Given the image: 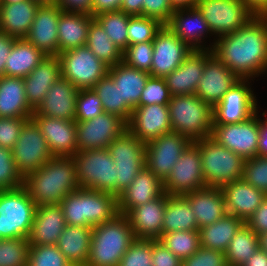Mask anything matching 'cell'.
Segmentation results:
<instances>
[{"instance_id":"1","label":"cell","mask_w":267,"mask_h":266,"mask_svg":"<svg viewBox=\"0 0 267 266\" xmlns=\"http://www.w3.org/2000/svg\"><path fill=\"white\" fill-rule=\"evenodd\" d=\"M210 50L239 79L265 72L267 16H255L236 32L220 36Z\"/></svg>"},{"instance_id":"2","label":"cell","mask_w":267,"mask_h":266,"mask_svg":"<svg viewBox=\"0 0 267 266\" xmlns=\"http://www.w3.org/2000/svg\"><path fill=\"white\" fill-rule=\"evenodd\" d=\"M23 187L37 206L60 204L80 188L73 157H53L24 176Z\"/></svg>"},{"instance_id":"3","label":"cell","mask_w":267,"mask_h":266,"mask_svg":"<svg viewBox=\"0 0 267 266\" xmlns=\"http://www.w3.org/2000/svg\"><path fill=\"white\" fill-rule=\"evenodd\" d=\"M67 225L94 227L112 220L118 212L117 197L93 189L79 188L60 202Z\"/></svg>"},{"instance_id":"4","label":"cell","mask_w":267,"mask_h":266,"mask_svg":"<svg viewBox=\"0 0 267 266\" xmlns=\"http://www.w3.org/2000/svg\"><path fill=\"white\" fill-rule=\"evenodd\" d=\"M136 240L125 215L92 227L86 266H118L129 246Z\"/></svg>"},{"instance_id":"5","label":"cell","mask_w":267,"mask_h":266,"mask_svg":"<svg viewBox=\"0 0 267 266\" xmlns=\"http://www.w3.org/2000/svg\"><path fill=\"white\" fill-rule=\"evenodd\" d=\"M168 108L172 131L192 142L211 136L213 107L196 94L171 96Z\"/></svg>"},{"instance_id":"6","label":"cell","mask_w":267,"mask_h":266,"mask_svg":"<svg viewBox=\"0 0 267 266\" xmlns=\"http://www.w3.org/2000/svg\"><path fill=\"white\" fill-rule=\"evenodd\" d=\"M200 151L202 172L208 187H218L242 178L245 159L211 136L193 142Z\"/></svg>"},{"instance_id":"7","label":"cell","mask_w":267,"mask_h":266,"mask_svg":"<svg viewBox=\"0 0 267 266\" xmlns=\"http://www.w3.org/2000/svg\"><path fill=\"white\" fill-rule=\"evenodd\" d=\"M36 209L23 186L0 190V239L28 238Z\"/></svg>"},{"instance_id":"8","label":"cell","mask_w":267,"mask_h":266,"mask_svg":"<svg viewBox=\"0 0 267 266\" xmlns=\"http://www.w3.org/2000/svg\"><path fill=\"white\" fill-rule=\"evenodd\" d=\"M80 188L116 196L115 163L108 148L77 151L73 156Z\"/></svg>"},{"instance_id":"9","label":"cell","mask_w":267,"mask_h":266,"mask_svg":"<svg viewBox=\"0 0 267 266\" xmlns=\"http://www.w3.org/2000/svg\"><path fill=\"white\" fill-rule=\"evenodd\" d=\"M61 64V77L76 88L89 89L108 73V66L85 45L57 55Z\"/></svg>"},{"instance_id":"10","label":"cell","mask_w":267,"mask_h":266,"mask_svg":"<svg viewBox=\"0 0 267 266\" xmlns=\"http://www.w3.org/2000/svg\"><path fill=\"white\" fill-rule=\"evenodd\" d=\"M196 7L218 37L236 32L255 17L241 0H199Z\"/></svg>"},{"instance_id":"11","label":"cell","mask_w":267,"mask_h":266,"mask_svg":"<svg viewBox=\"0 0 267 266\" xmlns=\"http://www.w3.org/2000/svg\"><path fill=\"white\" fill-rule=\"evenodd\" d=\"M12 156L17 170L23 177L41 168L53 158L46 139L32 118L24 123L17 143L12 148Z\"/></svg>"},{"instance_id":"12","label":"cell","mask_w":267,"mask_h":266,"mask_svg":"<svg viewBox=\"0 0 267 266\" xmlns=\"http://www.w3.org/2000/svg\"><path fill=\"white\" fill-rule=\"evenodd\" d=\"M191 143L189 138L174 131L151 139L145 143V166L164 182Z\"/></svg>"},{"instance_id":"13","label":"cell","mask_w":267,"mask_h":266,"mask_svg":"<svg viewBox=\"0 0 267 266\" xmlns=\"http://www.w3.org/2000/svg\"><path fill=\"white\" fill-rule=\"evenodd\" d=\"M211 137L245 160L258 156L260 119L255 113L241 123L213 124Z\"/></svg>"},{"instance_id":"14","label":"cell","mask_w":267,"mask_h":266,"mask_svg":"<svg viewBox=\"0 0 267 266\" xmlns=\"http://www.w3.org/2000/svg\"><path fill=\"white\" fill-rule=\"evenodd\" d=\"M127 130V122L118 115L102 112L91 120L76 121L78 151L104 149Z\"/></svg>"},{"instance_id":"15","label":"cell","mask_w":267,"mask_h":266,"mask_svg":"<svg viewBox=\"0 0 267 266\" xmlns=\"http://www.w3.org/2000/svg\"><path fill=\"white\" fill-rule=\"evenodd\" d=\"M202 172L199 148L192 142L174 164L163 182V190L169 195H185L206 187Z\"/></svg>"},{"instance_id":"16","label":"cell","mask_w":267,"mask_h":266,"mask_svg":"<svg viewBox=\"0 0 267 266\" xmlns=\"http://www.w3.org/2000/svg\"><path fill=\"white\" fill-rule=\"evenodd\" d=\"M153 43V56L150 76L165 77L177 69L192 52L167 25L155 35Z\"/></svg>"},{"instance_id":"17","label":"cell","mask_w":267,"mask_h":266,"mask_svg":"<svg viewBox=\"0 0 267 266\" xmlns=\"http://www.w3.org/2000/svg\"><path fill=\"white\" fill-rule=\"evenodd\" d=\"M246 82L248 79H240L224 94L213 108V124L241 123L258 114L257 101Z\"/></svg>"},{"instance_id":"18","label":"cell","mask_w":267,"mask_h":266,"mask_svg":"<svg viewBox=\"0 0 267 266\" xmlns=\"http://www.w3.org/2000/svg\"><path fill=\"white\" fill-rule=\"evenodd\" d=\"M240 79L213 53L206 59L195 94L213 108Z\"/></svg>"},{"instance_id":"19","label":"cell","mask_w":267,"mask_h":266,"mask_svg":"<svg viewBox=\"0 0 267 266\" xmlns=\"http://www.w3.org/2000/svg\"><path fill=\"white\" fill-rule=\"evenodd\" d=\"M127 129L144 143L172 132L168 105L137 106L132 111Z\"/></svg>"},{"instance_id":"20","label":"cell","mask_w":267,"mask_h":266,"mask_svg":"<svg viewBox=\"0 0 267 266\" xmlns=\"http://www.w3.org/2000/svg\"><path fill=\"white\" fill-rule=\"evenodd\" d=\"M51 150L53 157H72L77 151L76 121L52 118L45 115L31 117Z\"/></svg>"},{"instance_id":"21","label":"cell","mask_w":267,"mask_h":266,"mask_svg":"<svg viewBox=\"0 0 267 266\" xmlns=\"http://www.w3.org/2000/svg\"><path fill=\"white\" fill-rule=\"evenodd\" d=\"M61 9L55 4L40 5L29 33L25 39L42 50L47 56H57L58 49V20Z\"/></svg>"},{"instance_id":"22","label":"cell","mask_w":267,"mask_h":266,"mask_svg":"<svg viewBox=\"0 0 267 266\" xmlns=\"http://www.w3.org/2000/svg\"><path fill=\"white\" fill-rule=\"evenodd\" d=\"M167 200L168 194L163 192L158 198L137 206L125 214L136 239H159L162 235Z\"/></svg>"},{"instance_id":"23","label":"cell","mask_w":267,"mask_h":266,"mask_svg":"<svg viewBox=\"0 0 267 266\" xmlns=\"http://www.w3.org/2000/svg\"><path fill=\"white\" fill-rule=\"evenodd\" d=\"M204 49L192 50L177 69L164 77L171 96L195 94L206 59L212 54L208 47Z\"/></svg>"},{"instance_id":"24","label":"cell","mask_w":267,"mask_h":266,"mask_svg":"<svg viewBox=\"0 0 267 266\" xmlns=\"http://www.w3.org/2000/svg\"><path fill=\"white\" fill-rule=\"evenodd\" d=\"M227 214L246 222L267 196L261 190L247 183L243 178L222 186Z\"/></svg>"},{"instance_id":"25","label":"cell","mask_w":267,"mask_h":266,"mask_svg":"<svg viewBox=\"0 0 267 266\" xmlns=\"http://www.w3.org/2000/svg\"><path fill=\"white\" fill-rule=\"evenodd\" d=\"M78 92L79 89L70 81L60 77L52 84L43 102L32 115H45L72 121L75 118Z\"/></svg>"},{"instance_id":"26","label":"cell","mask_w":267,"mask_h":266,"mask_svg":"<svg viewBox=\"0 0 267 266\" xmlns=\"http://www.w3.org/2000/svg\"><path fill=\"white\" fill-rule=\"evenodd\" d=\"M163 192V182L145 166L117 197L118 212L125 215L129 210L158 198Z\"/></svg>"},{"instance_id":"27","label":"cell","mask_w":267,"mask_h":266,"mask_svg":"<svg viewBox=\"0 0 267 266\" xmlns=\"http://www.w3.org/2000/svg\"><path fill=\"white\" fill-rule=\"evenodd\" d=\"M61 77V64L57 56L45 57L28 76L23 78L25 96L35 111L43 102L52 84Z\"/></svg>"},{"instance_id":"28","label":"cell","mask_w":267,"mask_h":266,"mask_svg":"<svg viewBox=\"0 0 267 266\" xmlns=\"http://www.w3.org/2000/svg\"><path fill=\"white\" fill-rule=\"evenodd\" d=\"M59 204L37 206L28 241L30 245H56L66 227Z\"/></svg>"},{"instance_id":"29","label":"cell","mask_w":267,"mask_h":266,"mask_svg":"<svg viewBox=\"0 0 267 266\" xmlns=\"http://www.w3.org/2000/svg\"><path fill=\"white\" fill-rule=\"evenodd\" d=\"M183 196L191 206L199 229L215 223L227 214L224 196L218 187L206 186Z\"/></svg>"},{"instance_id":"30","label":"cell","mask_w":267,"mask_h":266,"mask_svg":"<svg viewBox=\"0 0 267 266\" xmlns=\"http://www.w3.org/2000/svg\"><path fill=\"white\" fill-rule=\"evenodd\" d=\"M39 6L31 0L0 3V31L17 39L25 38Z\"/></svg>"},{"instance_id":"31","label":"cell","mask_w":267,"mask_h":266,"mask_svg":"<svg viewBox=\"0 0 267 266\" xmlns=\"http://www.w3.org/2000/svg\"><path fill=\"white\" fill-rule=\"evenodd\" d=\"M167 27L192 50H203L204 47L200 45V42H202L201 38L203 35L205 36V34L211 32L206 20L196 6L188 9L175 10L171 15Z\"/></svg>"},{"instance_id":"32","label":"cell","mask_w":267,"mask_h":266,"mask_svg":"<svg viewBox=\"0 0 267 266\" xmlns=\"http://www.w3.org/2000/svg\"><path fill=\"white\" fill-rule=\"evenodd\" d=\"M33 113L25 96L23 78L0 77V118H31Z\"/></svg>"},{"instance_id":"33","label":"cell","mask_w":267,"mask_h":266,"mask_svg":"<svg viewBox=\"0 0 267 266\" xmlns=\"http://www.w3.org/2000/svg\"><path fill=\"white\" fill-rule=\"evenodd\" d=\"M93 20L88 14L61 11L57 29L59 53L85 46Z\"/></svg>"},{"instance_id":"34","label":"cell","mask_w":267,"mask_h":266,"mask_svg":"<svg viewBox=\"0 0 267 266\" xmlns=\"http://www.w3.org/2000/svg\"><path fill=\"white\" fill-rule=\"evenodd\" d=\"M91 236L92 227L66 225L56 245L73 266H86Z\"/></svg>"},{"instance_id":"35","label":"cell","mask_w":267,"mask_h":266,"mask_svg":"<svg viewBox=\"0 0 267 266\" xmlns=\"http://www.w3.org/2000/svg\"><path fill=\"white\" fill-rule=\"evenodd\" d=\"M108 74L119 88L121 101H126L133 109L136 108L150 74L130 67L124 62L109 67Z\"/></svg>"},{"instance_id":"36","label":"cell","mask_w":267,"mask_h":266,"mask_svg":"<svg viewBox=\"0 0 267 266\" xmlns=\"http://www.w3.org/2000/svg\"><path fill=\"white\" fill-rule=\"evenodd\" d=\"M244 224L242 219L226 214L215 223L199 229L201 247L225 253L230 241Z\"/></svg>"},{"instance_id":"37","label":"cell","mask_w":267,"mask_h":266,"mask_svg":"<svg viewBox=\"0 0 267 266\" xmlns=\"http://www.w3.org/2000/svg\"><path fill=\"white\" fill-rule=\"evenodd\" d=\"M47 55L25 38L16 39L12 50L6 60L5 75L24 78L45 58Z\"/></svg>"},{"instance_id":"38","label":"cell","mask_w":267,"mask_h":266,"mask_svg":"<svg viewBox=\"0 0 267 266\" xmlns=\"http://www.w3.org/2000/svg\"><path fill=\"white\" fill-rule=\"evenodd\" d=\"M175 231H199L196 217L184 196L169 195L164 211L162 234Z\"/></svg>"},{"instance_id":"39","label":"cell","mask_w":267,"mask_h":266,"mask_svg":"<svg viewBox=\"0 0 267 266\" xmlns=\"http://www.w3.org/2000/svg\"><path fill=\"white\" fill-rule=\"evenodd\" d=\"M111 158L117 166L145 167V143L128 129L109 145Z\"/></svg>"},{"instance_id":"40","label":"cell","mask_w":267,"mask_h":266,"mask_svg":"<svg viewBox=\"0 0 267 266\" xmlns=\"http://www.w3.org/2000/svg\"><path fill=\"white\" fill-rule=\"evenodd\" d=\"M86 46L108 67L122 62V51L109 39L108 34L94 19L89 27Z\"/></svg>"},{"instance_id":"41","label":"cell","mask_w":267,"mask_h":266,"mask_svg":"<svg viewBox=\"0 0 267 266\" xmlns=\"http://www.w3.org/2000/svg\"><path fill=\"white\" fill-rule=\"evenodd\" d=\"M103 106V112L115 114L129 122L133 108L121 101V93L115 85L113 78L107 73L93 87Z\"/></svg>"},{"instance_id":"42","label":"cell","mask_w":267,"mask_h":266,"mask_svg":"<svg viewBox=\"0 0 267 266\" xmlns=\"http://www.w3.org/2000/svg\"><path fill=\"white\" fill-rule=\"evenodd\" d=\"M258 248V235L244 224L232 238L224 253L227 266H242Z\"/></svg>"},{"instance_id":"43","label":"cell","mask_w":267,"mask_h":266,"mask_svg":"<svg viewBox=\"0 0 267 266\" xmlns=\"http://www.w3.org/2000/svg\"><path fill=\"white\" fill-rule=\"evenodd\" d=\"M108 34L110 40L123 52L128 47L127 27L129 15L121 10L104 12L94 16Z\"/></svg>"},{"instance_id":"44","label":"cell","mask_w":267,"mask_h":266,"mask_svg":"<svg viewBox=\"0 0 267 266\" xmlns=\"http://www.w3.org/2000/svg\"><path fill=\"white\" fill-rule=\"evenodd\" d=\"M181 261L190 257L200 247L199 231H175L162 234L159 239Z\"/></svg>"},{"instance_id":"45","label":"cell","mask_w":267,"mask_h":266,"mask_svg":"<svg viewBox=\"0 0 267 266\" xmlns=\"http://www.w3.org/2000/svg\"><path fill=\"white\" fill-rule=\"evenodd\" d=\"M162 26L163 24L156 19L141 15H129V24L127 27L128 46L153 41Z\"/></svg>"},{"instance_id":"46","label":"cell","mask_w":267,"mask_h":266,"mask_svg":"<svg viewBox=\"0 0 267 266\" xmlns=\"http://www.w3.org/2000/svg\"><path fill=\"white\" fill-rule=\"evenodd\" d=\"M28 238L0 239V266H27Z\"/></svg>"},{"instance_id":"47","label":"cell","mask_w":267,"mask_h":266,"mask_svg":"<svg viewBox=\"0 0 267 266\" xmlns=\"http://www.w3.org/2000/svg\"><path fill=\"white\" fill-rule=\"evenodd\" d=\"M27 266H73L57 245H30Z\"/></svg>"},{"instance_id":"48","label":"cell","mask_w":267,"mask_h":266,"mask_svg":"<svg viewBox=\"0 0 267 266\" xmlns=\"http://www.w3.org/2000/svg\"><path fill=\"white\" fill-rule=\"evenodd\" d=\"M103 112L100 98L93 88L80 89L76 97L75 121L85 122Z\"/></svg>"},{"instance_id":"49","label":"cell","mask_w":267,"mask_h":266,"mask_svg":"<svg viewBox=\"0 0 267 266\" xmlns=\"http://www.w3.org/2000/svg\"><path fill=\"white\" fill-rule=\"evenodd\" d=\"M153 56V43L141 42L129 45L122 53V62L138 70L150 73Z\"/></svg>"},{"instance_id":"50","label":"cell","mask_w":267,"mask_h":266,"mask_svg":"<svg viewBox=\"0 0 267 266\" xmlns=\"http://www.w3.org/2000/svg\"><path fill=\"white\" fill-rule=\"evenodd\" d=\"M24 177L17 170L12 150L0 146V190H13L23 186Z\"/></svg>"},{"instance_id":"51","label":"cell","mask_w":267,"mask_h":266,"mask_svg":"<svg viewBox=\"0 0 267 266\" xmlns=\"http://www.w3.org/2000/svg\"><path fill=\"white\" fill-rule=\"evenodd\" d=\"M171 95L163 77L149 76L141 92L139 104L143 105H168Z\"/></svg>"},{"instance_id":"52","label":"cell","mask_w":267,"mask_h":266,"mask_svg":"<svg viewBox=\"0 0 267 266\" xmlns=\"http://www.w3.org/2000/svg\"><path fill=\"white\" fill-rule=\"evenodd\" d=\"M242 178L267 195V156L246 159Z\"/></svg>"},{"instance_id":"53","label":"cell","mask_w":267,"mask_h":266,"mask_svg":"<svg viewBox=\"0 0 267 266\" xmlns=\"http://www.w3.org/2000/svg\"><path fill=\"white\" fill-rule=\"evenodd\" d=\"M152 240L136 239L125 252L118 266H152Z\"/></svg>"},{"instance_id":"54","label":"cell","mask_w":267,"mask_h":266,"mask_svg":"<svg viewBox=\"0 0 267 266\" xmlns=\"http://www.w3.org/2000/svg\"><path fill=\"white\" fill-rule=\"evenodd\" d=\"M182 266H227L225 254L200 247L190 257L182 260Z\"/></svg>"},{"instance_id":"55","label":"cell","mask_w":267,"mask_h":266,"mask_svg":"<svg viewBox=\"0 0 267 266\" xmlns=\"http://www.w3.org/2000/svg\"><path fill=\"white\" fill-rule=\"evenodd\" d=\"M28 119L30 118H0V146L12 150Z\"/></svg>"},{"instance_id":"56","label":"cell","mask_w":267,"mask_h":266,"mask_svg":"<svg viewBox=\"0 0 267 266\" xmlns=\"http://www.w3.org/2000/svg\"><path fill=\"white\" fill-rule=\"evenodd\" d=\"M174 10L169 0H143L142 16L158 20L167 25Z\"/></svg>"},{"instance_id":"57","label":"cell","mask_w":267,"mask_h":266,"mask_svg":"<svg viewBox=\"0 0 267 266\" xmlns=\"http://www.w3.org/2000/svg\"><path fill=\"white\" fill-rule=\"evenodd\" d=\"M152 266H182V261L158 240H152Z\"/></svg>"},{"instance_id":"58","label":"cell","mask_w":267,"mask_h":266,"mask_svg":"<svg viewBox=\"0 0 267 266\" xmlns=\"http://www.w3.org/2000/svg\"><path fill=\"white\" fill-rule=\"evenodd\" d=\"M245 224L257 235L267 232V196Z\"/></svg>"},{"instance_id":"59","label":"cell","mask_w":267,"mask_h":266,"mask_svg":"<svg viewBox=\"0 0 267 266\" xmlns=\"http://www.w3.org/2000/svg\"><path fill=\"white\" fill-rule=\"evenodd\" d=\"M143 168L144 167H125L115 165L116 197H118L119 194L131 184L136 175Z\"/></svg>"},{"instance_id":"60","label":"cell","mask_w":267,"mask_h":266,"mask_svg":"<svg viewBox=\"0 0 267 266\" xmlns=\"http://www.w3.org/2000/svg\"><path fill=\"white\" fill-rule=\"evenodd\" d=\"M93 0H55V4L64 12L84 13L91 15Z\"/></svg>"},{"instance_id":"61","label":"cell","mask_w":267,"mask_h":266,"mask_svg":"<svg viewBox=\"0 0 267 266\" xmlns=\"http://www.w3.org/2000/svg\"><path fill=\"white\" fill-rule=\"evenodd\" d=\"M16 39L0 31V77L5 75L6 60Z\"/></svg>"},{"instance_id":"62","label":"cell","mask_w":267,"mask_h":266,"mask_svg":"<svg viewBox=\"0 0 267 266\" xmlns=\"http://www.w3.org/2000/svg\"><path fill=\"white\" fill-rule=\"evenodd\" d=\"M122 0H93L91 5V16L110 11L120 10Z\"/></svg>"},{"instance_id":"63","label":"cell","mask_w":267,"mask_h":266,"mask_svg":"<svg viewBox=\"0 0 267 266\" xmlns=\"http://www.w3.org/2000/svg\"><path fill=\"white\" fill-rule=\"evenodd\" d=\"M254 16H267V0H241Z\"/></svg>"},{"instance_id":"64","label":"cell","mask_w":267,"mask_h":266,"mask_svg":"<svg viewBox=\"0 0 267 266\" xmlns=\"http://www.w3.org/2000/svg\"><path fill=\"white\" fill-rule=\"evenodd\" d=\"M143 0H122L120 10L125 14L142 16Z\"/></svg>"},{"instance_id":"65","label":"cell","mask_w":267,"mask_h":266,"mask_svg":"<svg viewBox=\"0 0 267 266\" xmlns=\"http://www.w3.org/2000/svg\"><path fill=\"white\" fill-rule=\"evenodd\" d=\"M258 156H267V118L264 121L260 119Z\"/></svg>"},{"instance_id":"66","label":"cell","mask_w":267,"mask_h":266,"mask_svg":"<svg viewBox=\"0 0 267 266\" xmlns=\"http://www.w3.org/2000/svg\"><path fill=\"white\" fill-rule=\"evenodd\" d=\"M242 266H267V253L258 248Z\"/></svg>"},{"instance_id":"67","label":"cell","mask_w":267,"mask_h":266,"mask_svg":"<svg viewBox=\"0 0 267 266\" xmlns=\"http://www.w3.org/2000/svg\"><path fill=\"white\" fill-rule=\"evenodd\" d=\"M198 1L199 0H169L174 11L195 7Z\"/></svg>"},{"instance_id":"68","label":"cell","mask_w":267,"mask_h":266,"mask_svg":"<svg viewBox=\"0 0 267 266\" xmlns=\"http://www.w3.org/2000/svg\"><path fill=\"white\" fill-rule=\"evenodd\" d=\"M259 248L267 253V232L258 235Z\"/></svg>"},{"instance_id":"69","label":"cell","mask_w":267,"mask_h":266,"mask_svg":"<svg viewBox=\"0 0 267 266\" xmlns=\"http://www.w3.org/2000/svg\"><path fill=\"white\" fill-rule=\"evenodd\" d=\"M31 1H34L40 5H50L55 3V0H31Z\"/></svg>"},{"instance_id":"70","label":"cell","mask_w":267,"mask_h":266,"mask_svg":"<svg viewBox=\"0 0 267 266\" xmlns=\"http://www.w3.org/2000/svg\"><path fill=\"white\" fill-rule=\"evenodd\" d=\"M25 0H0V3H14V2H21Z\"/></svg>"}]
</instances>
